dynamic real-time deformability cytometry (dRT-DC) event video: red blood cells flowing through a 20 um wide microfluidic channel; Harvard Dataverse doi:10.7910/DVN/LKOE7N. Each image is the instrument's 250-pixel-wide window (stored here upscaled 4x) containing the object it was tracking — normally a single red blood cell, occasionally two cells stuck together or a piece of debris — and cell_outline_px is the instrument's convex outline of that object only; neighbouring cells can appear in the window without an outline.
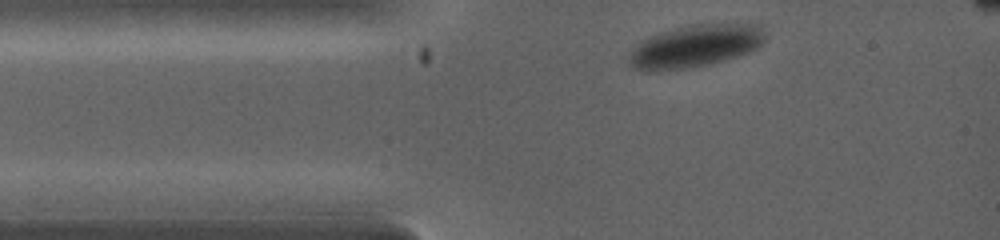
{"species": "common noctule bat (a hibernating species)", "species_latin": "Nyctalus noctula", "temperature_condition": "warm", "stored_images_in_passage": 7, "camera_frame_rate_fps": 5000, "um_per_image_px": 0.085, "animal": {"sex": "female", "body_mass_g": 19.0, "forearm_length_mm": 53.3}, "frame": {"image": 1, "passage_image": 1, "time_ms": 0.0, "image_size_px": [1000, 240], "cell_outline_px": [[764, 44], [740, 56], [708, 64], [684, 68], [648, 72], [636, 68], [628, 64], [628, 52], [640, 40], [688, 24], [764, 24]], "centroid_in_image_um": [59.09, 3.91], "position_along_channel_um": 25.9, "area_um2": 33.81}}
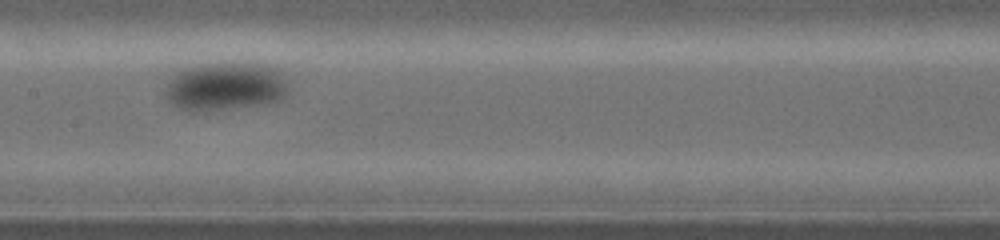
{"frame": {"image": 2, "passage_image": 6, "time_ms": 3.4, "image_size_px": [1000, 240], "cell_outline_px": [[288, 92], [280, 100], [268, 104], [224, 108], [180, 108], [172, 104], [168, 100], [164, 88], [168, 80], [176, 72], [188, 68], [204, 64], [264, 64], [276, 68], [284, 72], [288, 76]], "centroid_in_image_um": [19.25, 7.31], "position_along_channel_um": 188.2, "area_um2": 34.04}}
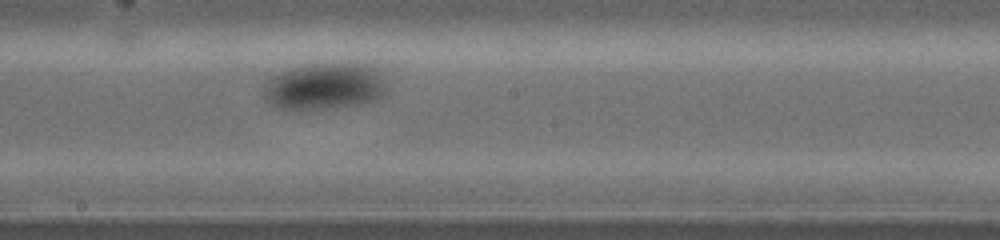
{"frame": {"image": 3, "passage_image": 7, "time_ms": 4.0, "image_size_px": [1000, 240], "cell_outline_px": [[384, 96], [360, 104], [320, 108], [280, 108], [268, 100], [268, 84], [272, 76], [284, 68], [296, 64], [336, 60], [368, 64], [376, 68], [384, 76]], "centroid_in_image_um": [27.67, 7.22], "position_along_channel_um": 220.5, "area_um2": 33.7}}